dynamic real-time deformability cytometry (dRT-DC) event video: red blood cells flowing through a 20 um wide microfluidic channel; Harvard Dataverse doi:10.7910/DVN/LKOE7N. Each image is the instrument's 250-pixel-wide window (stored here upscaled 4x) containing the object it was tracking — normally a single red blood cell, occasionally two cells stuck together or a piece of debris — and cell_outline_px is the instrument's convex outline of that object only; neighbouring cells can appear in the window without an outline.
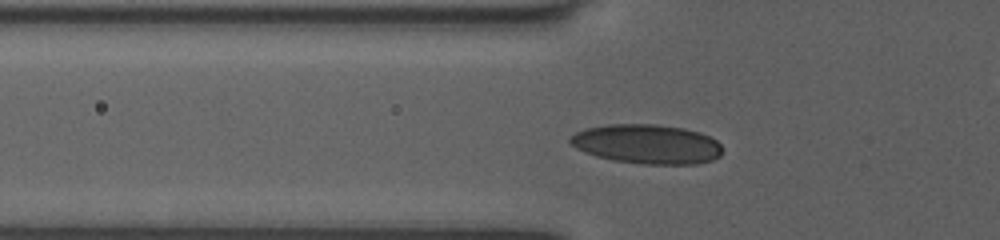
{"species": "human", "species_latin": "Homo sapiens", "temperature_condition": "room temperature", "stored_images_in_passage": 37, "camera_frame_rate_fps": 3000, "um_per_image_px": 0.085, "donor": {"sex": "female"}, "frame": {"image": 1, "passage_image": 3, "time_ms": 0.667, "image_size_px": [1000, 240], "cell_outline_px": [[724, 152], [720, 156], [712, 160], [696, 164], [644, 164], [612, 160], [596, 156], [584, 152], [576, 148], [568, 140], [576, 132], [584, 128], [608, 124], [656, 124], [684, 128], [700, 132], [716, 140], [720, 144]], "centroid_in_image_um": [55.01, 12.24], "position_along_channel_um": 70.8, "area_um2": 35.14}}
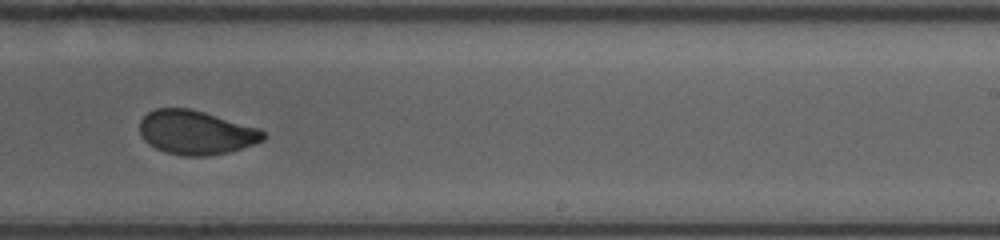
{"frame": {"image": 2, "passage_image": 18, "time_ms": 5.667, "image_size_px": [1000, 240], "cell_outline_px": [[264, 140], [228, 152], [208, 156], [184, 156], [164, 152], [148, 144], [140, 136], [140, 120], [148, 112], [156, 108], [188, 108], [204, 112], [260, 128], [264, 132]], "centroid_in_image_um": [16.63, 11.26], "position_along_channel_um": 272.4, "area_um2": 31.67}}
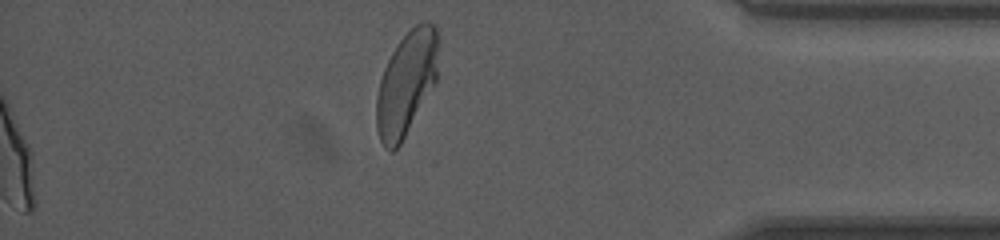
{"frame": {"image": 3, "passage_image": 37, "time_ms": 12.0, "image_size_px": [1000, 240], "cell_outline_px": [[440, 36], [436, 84], [400, 144], [392, 152], [384, 148], [380, 140], [376, 128], [376, 96], [380, 80], [384, 68], [396, 44], [416, 24], [424, 20], [428, 20], [436, 24]], "centroid_in_image_um": [34.58, 7.04], "position_along_channel_um": 400.6, "area_um2": 38.21}, "authors_computed_cell_mechanics": {"area_um2": 32.8304, "velocity_mm_per_s": 4.0476, "shape_relaxation_time_tau1_ms": 6.8335, "shape_relaxation_time_tau2_ms": 0.8331, "deformation_change_tau1": 0.1887, "deformation_change_tau2": 0.0579}}